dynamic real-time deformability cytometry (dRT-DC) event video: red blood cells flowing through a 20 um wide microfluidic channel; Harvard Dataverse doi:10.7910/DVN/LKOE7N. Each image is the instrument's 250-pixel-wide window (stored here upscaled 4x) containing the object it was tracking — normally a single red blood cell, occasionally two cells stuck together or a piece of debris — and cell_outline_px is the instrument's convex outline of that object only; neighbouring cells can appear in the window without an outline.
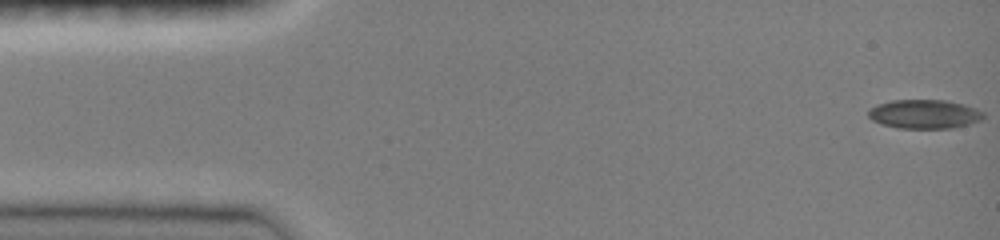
{"species": "common noctule bat (a hibernating species)", "species_latin": "Nyctalus noctula", "temperature_condition": "room temperature", "stored_images_in_passage": 47, "camera_frame_rate_fps": 3000, "um_per_image_px": 0.085, "animal": {"sex": "female", "body_mass_g": 19.0, "forearm_length_mm": 51.5}, "frame": {"image": 1, "passage_image": 1, "time_ms": 0.0, "image_size_px": [1000, 240], "cell_outline_px": [[984, 116], [980, 120], [968, 124], [952, 128], [896, 128], [872, 120], [868, 116], [868, 108], [876, 104], [892, 100], [944, 100], [964, 104], [976, 108], [984, 112]], "centroid_in_image_um": [78.55, 9.69], "position_along_channel_um": 6.4, "area_um2": 19.48}}
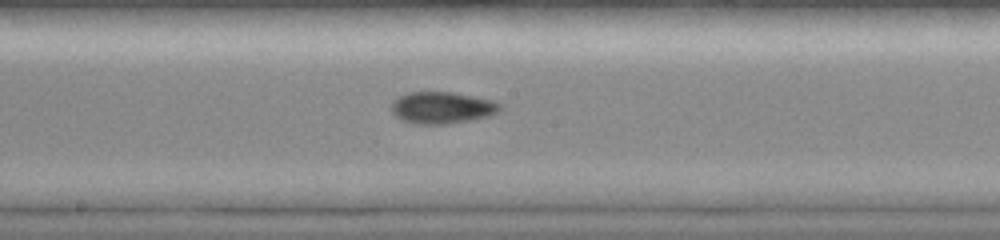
{"frame": {"image": 2, "passage_image": 25, "time_ms": 8.0, "image_size_px": [1000, 240], "cell_outline_px": [[504, 108], [488, 116], [448, 124], [412, 124], [400, 120], [392, 112], [392, 100], [408, 92], [452, 92], [496, 100], [504, 104]], "centroid_in_image_um": [37.6, 9.15], "position_along_channel_um": 210.6, "area_um2": 20.4}}
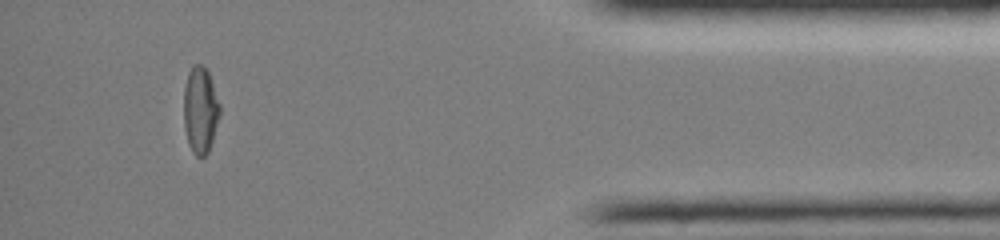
{"frame": {"image": 3, "passage_image": 43, "time_ms": 14.0, "image_size_px": [1000, 240], "cell_outline_px": [[220, 116], [208, 152], [204, 156], [196, 156], [192, 152], [188, 144], [184, 128], [184, 88], [188, 72], [192, 64], [204, 64], [208, 72], [220, 104]], "centroid_in_image_um": [17.02, 9.34], "position_along_channel_um": 418.2, "area_um2": 18.32}, "authors_computed_cell_mechanics": {"area_um2": 19.2474, "velocity_mm_per_s": 4.0962, "shape_relaxation_time_tau1_ms": null, "shape_relaxation_time_tau2_ms": 3.9693, "deformation_change_tau1": null, "deformation_change_tau2": 0.0745}}